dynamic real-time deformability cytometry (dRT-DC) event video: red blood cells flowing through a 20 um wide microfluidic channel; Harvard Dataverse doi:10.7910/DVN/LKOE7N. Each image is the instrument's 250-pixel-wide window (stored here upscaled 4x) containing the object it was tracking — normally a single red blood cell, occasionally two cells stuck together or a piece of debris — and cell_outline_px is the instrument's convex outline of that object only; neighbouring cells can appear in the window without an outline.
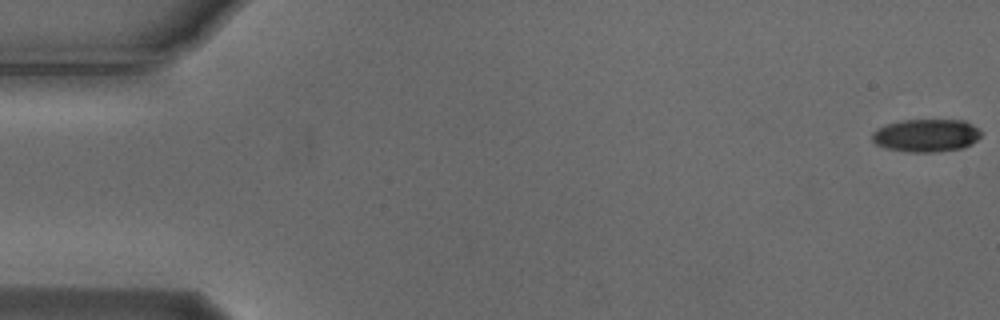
{"species": "Egyptian fruit bat (a non-hibernating species)", "species_latin": "Rousettus aegyptiacus", "temperature_condition": "cold", "stored_images_in_passage": 25, "camera_frame_rate_fps": 3000, "um_per_image_px": 0.085, "animal": {"sex": "male"}, "frame": {"image": 1, "passage_image": 1, "time_ms": 0.0, "image_size_px": [1000, 320], "cell_outline_px": [[980, 136], [976, 140], [960, 148], [936, 152], [908, 152], [884, 148], [876, 144], [872, 140], [872, 132], [876, 128], [900, 120], [964, 120], [972, 124], [980, 132]], "centroid_in_image_um": [78.66, 11.51], "position_along_channel_um": 6.3, "area_um2": 20.75}}
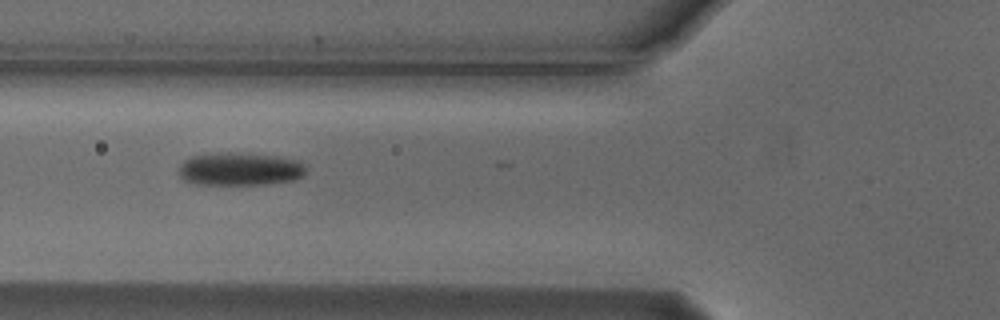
{"frame": {"image": 2, "passage_image": 21, "time_ms": 6.667, "image_size_px": [1000, 320], "cell_outline_px": [[308, 172], [304, 176], [292, 180], [264, 184], [196, 184], [184, 180], [180, 176], [180, 164], [184, 160], [192, 156], [216, 152], [228, 152], [280, 156], [300, 160], [304, 164]], "centroid_in_image_um": [20.43, 14.35], "position_along_channel_um": 105.4, "area_um2": 24.68}}
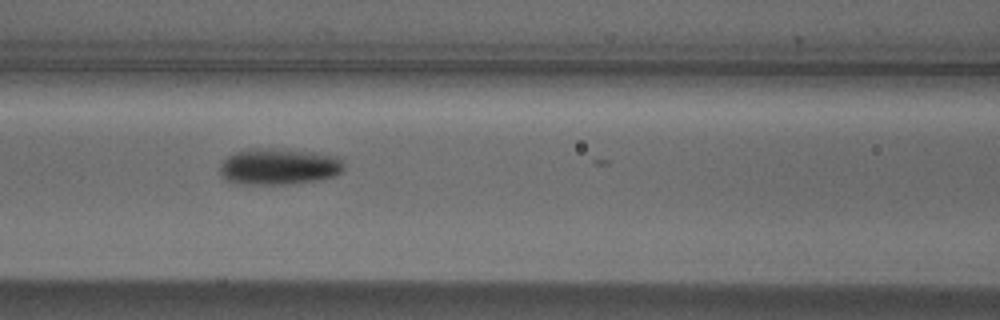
{"frame": {"image": 3, "passage_image": 24, "time_ms": 7.667, "image_size_px": [1000, 320], "cell_outline_px": [[344, 172], [336, 176], [316, 180], [292, 184], [244, 184], [228, 180], [220, 176], [220, 164], [228, 156], [236, 152], [248, 148], [272, 148], [320, 152], [340, 156], [344, 160]], "centroid_in_image_um": [23.78, 14.14], "position_along_channel_um": 142.8, "area_um2": 26.82}}